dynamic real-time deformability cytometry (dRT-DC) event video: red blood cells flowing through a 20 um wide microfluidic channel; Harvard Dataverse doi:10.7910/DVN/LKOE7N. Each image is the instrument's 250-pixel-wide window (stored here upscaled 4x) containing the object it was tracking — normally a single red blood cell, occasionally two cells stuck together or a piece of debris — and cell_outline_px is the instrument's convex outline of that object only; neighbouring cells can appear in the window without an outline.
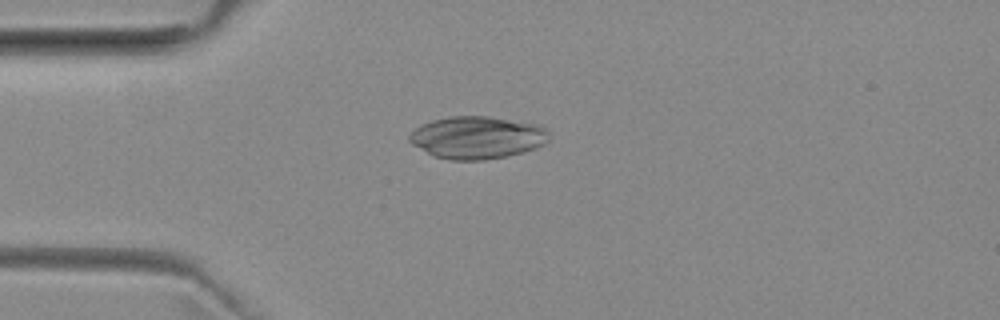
{"species": "common noctule bat (a hibernating species)", "species_latin": "Nyctalus noctula", "temperature_condition": "room temperature", "stored_images_in_passage": 43, "camera_frame_rate_fps": 3000, "um_per_image_px": 0.085, "animal": {"sex": "female", "body_mass_g": 29.2, "forearm_length_mm": 56.3}, "frame": {"image": 1, "passage_image": 5, "time_ms": 1.333, "image_size_px": [1000, 320], "cell_outline_px": [[548, 140], [544, 144], [536, 148], [508, 156], [484, 160], [448, 160], [436, 156], [412, 144], [408, 140], [408, 136], [420, 124], [432, 120], [448, 116], [488, 116], [536, 124], [544, 128], [548, 132]], "centroid_in_image_um": [40.54, 11.68], "position_along_channel_um": 44.5, "area_um2": 34.45}}
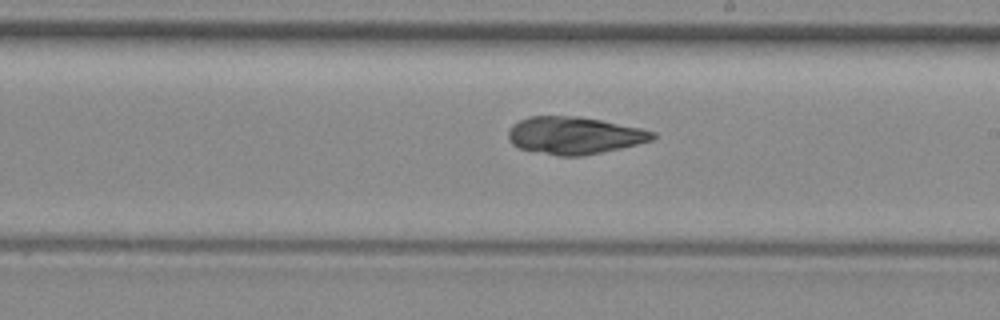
{"frame": {"image": 2, "passage_image": 21, "time_ms": 6.667, "image_size_px": [1000, 320], "cell_outline_px": [[656, 136], [652, 140], [620, 148], [580, 156], [556, 156], [520, 148], [512, 144], [508, 140], [508, 132], [512, 124], [528, 116], [580, 116], [640, 128], [656, 132]], "centroid_in_image_um": [48.78, 11.5], "position_along_channel_um": 240.2, "area_um2": 31.27}}
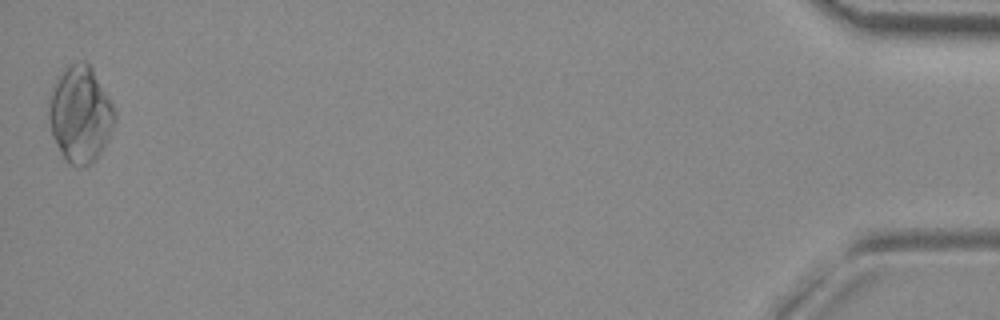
{"frame": {"image": 3, "passage_image": 43, "time_ms": 14.0, "image_size_px": [1000, 320], "cell_outline_px": [[116, 120], [108, 140], [92, 164], [80, 168], [76, 168], [68, 164], [52, 136], [48, 116], [48, 108], [52, 92], [60, 76], [72, 64], [84, 60], [88, 60], [116, 108]], "centroid_in_image_um": [6.87, 9.76], "position_along_channel_um": 428.3, "area_um2": 36.99}}